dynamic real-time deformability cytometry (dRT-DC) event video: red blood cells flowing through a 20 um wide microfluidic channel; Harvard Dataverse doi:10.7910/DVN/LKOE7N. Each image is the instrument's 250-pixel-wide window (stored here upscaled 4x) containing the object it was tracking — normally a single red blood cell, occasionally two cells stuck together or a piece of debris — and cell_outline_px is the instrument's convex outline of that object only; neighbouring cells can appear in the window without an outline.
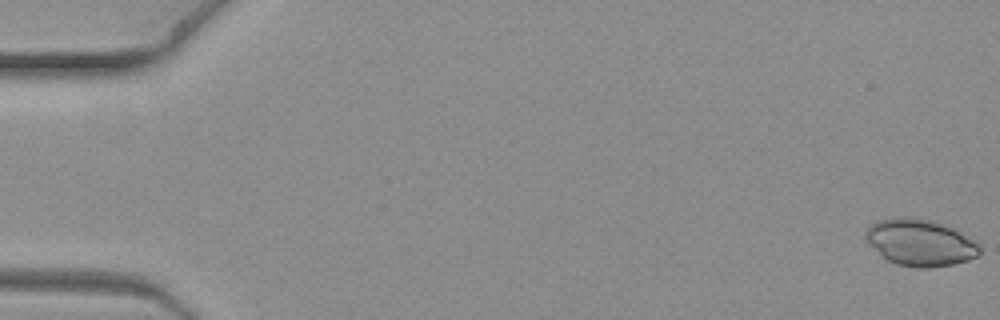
{"species": "common noctule bat (a hibernating species)", "species_latin": "Nyctalus noctula", "temperature_condition": "warm", "stored_images_in_passage": 9, "camera_frame_rate_fps": 3000, "um_per_image_px": 0.085, "animal": {"sex": "female", "body_mass_g": 19.3, "forearm_length_mm": 54.1}, "frame": {"image": 1, "passage_image": 1, "time_ms": 0.0, "image_size_px": [1000, 320], "cell_outline_px": [[980, 252], [976, 256], [968, 260], [952, 264], [928, 268], [916, 268], [896, 264], [880, 256], [864, 240], [864, 232], [868, 224], [880, 220], [900, 216], [908, 216], [932, 220], [956, 228], [972, 240], [980, 248]], "centroid_in_image_um": [78.14, 20.6], "position_along_channel_um": 6.9, "area_um2": 31.44}}
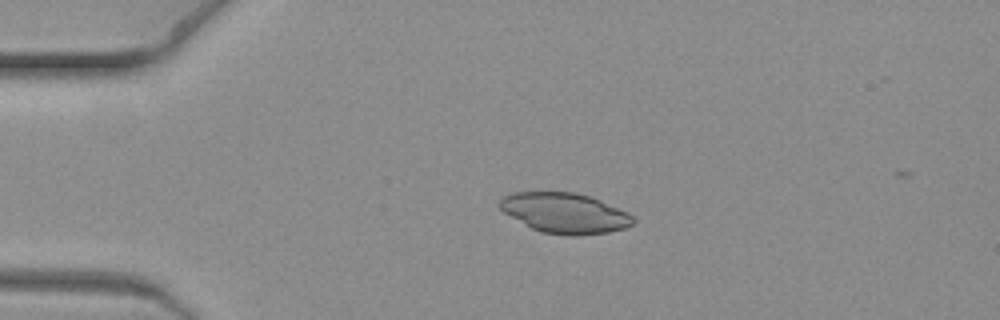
{"frame": {"image": 2, "passage_image": 6, "time_ms": 1.667, "image_size_px": [1000, 320], "cell_outline_px": [[636, 220], [632, 224], [624, 228], [608, 232], [580, 236], [568, 236], [540, 232], [532, 228], [504, 212], [500, 208], [500, 200], [504, 196], [512, 192], [576, 192], [592, 196], [628, 212]], "centroid_in_image_um": [48.04, 18.11], "position_along_channel_um": 37.0, "area_um2": 31.39}}